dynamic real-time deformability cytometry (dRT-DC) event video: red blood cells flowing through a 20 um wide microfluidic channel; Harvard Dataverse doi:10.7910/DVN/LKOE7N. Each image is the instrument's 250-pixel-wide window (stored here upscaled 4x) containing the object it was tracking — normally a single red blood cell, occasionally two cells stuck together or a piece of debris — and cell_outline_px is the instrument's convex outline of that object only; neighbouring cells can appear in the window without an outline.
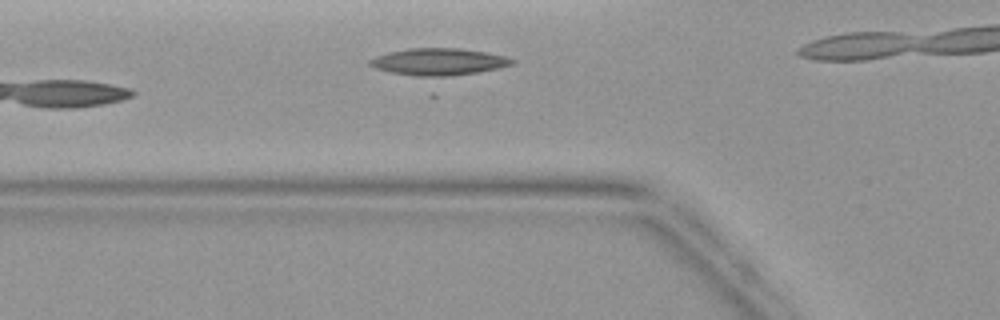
{"species": "common noctule bat (a hibernating species)", "species_latin": "Nyctalus noctula", "temperature_condition": "warm", "stored_images_in_passage": 6, "camera_frame_rate_fps": 3000, "um_per_image_px": 0.085, "animal": {"sex": "female", "body_mass_g": 19.9}, "frame": {"image": 1, "passage_image": 4, "time_ms": 3.667, "image_size_px": [1000, 320], "cell_outline_px": [[516, 60], [512, 64], [436, 96], [428, 96], [368, 64], [368, 60], [376, 56], [388, 52], [408, 48], [460, 48], [484, 52], [504, 56]], "centroid_in_image_um": [37.24, 5.72], "position_along_channel_um": 88.6, "area_um2": 31.15}}